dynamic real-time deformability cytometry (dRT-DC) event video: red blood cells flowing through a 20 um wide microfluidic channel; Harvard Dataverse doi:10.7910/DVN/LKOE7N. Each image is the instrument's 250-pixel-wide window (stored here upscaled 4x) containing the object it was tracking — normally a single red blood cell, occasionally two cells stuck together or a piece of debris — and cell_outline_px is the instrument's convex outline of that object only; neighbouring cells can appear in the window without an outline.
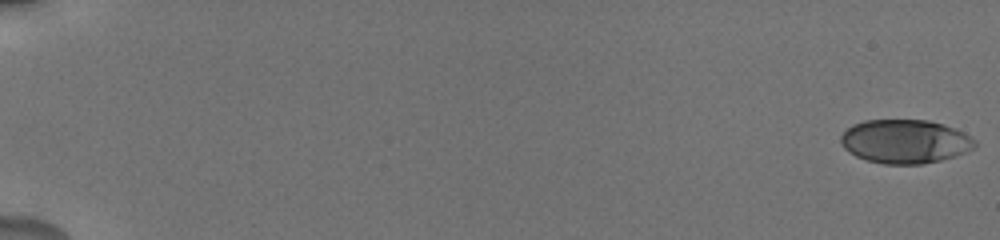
{"species": "human", "species_latin": "Homo sapiens", "temperature_condition": "cold", "stored_images_in_passage": 9, "camera_frame_rate_fps": 3000, "um_per_image_px": 0.085, "donor": {"sex": "male"}, "frame": {"image": 1, "passage_image": 1, "time_ms": 0.0, "image_size_px": [1000, 240], "cell_outline_px": [[976, 144], [972, 148], [956, 156], [940, 160], [920, 164], [884, 164], [868, 160], [856, 156], [848, 152], [840, 144], [840, 136], [852, 124], [864, 120], [928, 120], [944, 124], [976, 140]], "centroid_in_image_um": [76.88, 12.02], "position_along_channel_um": 8.1, "area_um2": 34.04}}
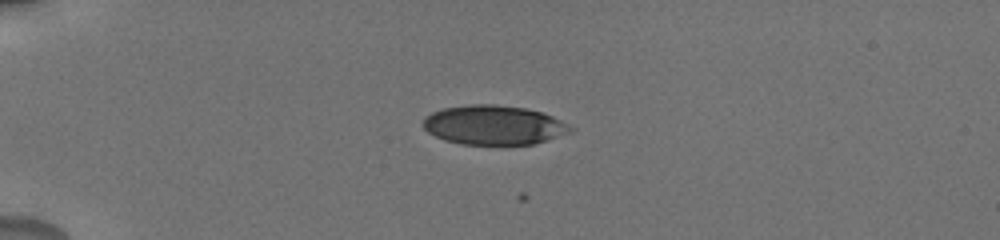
{"frame": {"image": 2, "passage_image": 6, "time_ms": 5.0, "image_size_px": [1000, 240], "cell_outline_px": [[576, 128], [572, 132], [548, 140], [532, 144], [504, 148], [500, 148], [460, 144], [444, 140], [428, 132], [424, 128], [424, 116], [432, 112], [444, 108], [472, 104], [496, 104], [524, 108], [540, 112], [552, 116]], "centroid_in_image_um": [42.0, 10.68], "position_along_channel_um": 43.0, "area_um2": 34.85}}